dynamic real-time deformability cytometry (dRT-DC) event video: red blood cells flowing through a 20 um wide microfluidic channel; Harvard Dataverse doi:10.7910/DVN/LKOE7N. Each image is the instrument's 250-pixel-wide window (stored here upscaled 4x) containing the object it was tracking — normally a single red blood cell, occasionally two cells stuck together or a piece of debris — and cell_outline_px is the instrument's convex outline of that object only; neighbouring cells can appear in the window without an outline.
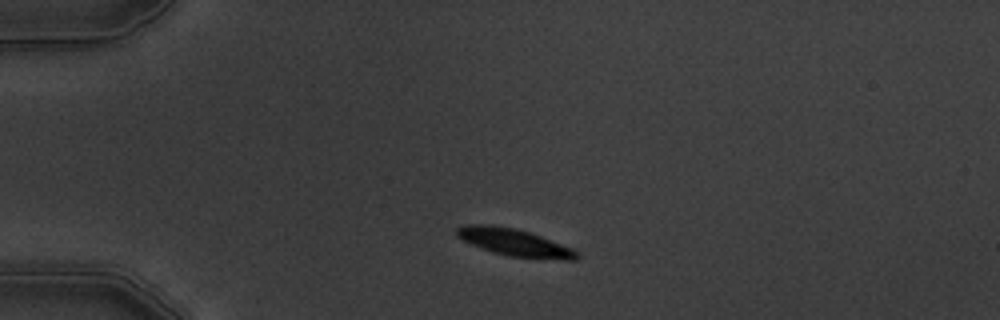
{"species": "common noctule bat (a hibernating species)", "species_latin": "Nyctalus noctula", "temperature_condition": "warm", "stored_images_in_passage": 4, "camera_frame_rate_fps": 3000, "um_per_image_px": 0.085, "animal": {"sex": "male", "body_mass_g": 19.5, "forearm_length_mm": 54.6}, "frame": {"image": 1, "passage_image": 2, "time_ms": 1.0, "image_size_px": [1000, 320], "cell_outline_px": [[580, 256], [576, 260], [564, 260], [508, 256], [492, 252], [480, 248], [456, 236], [456, 228], [464, 224], [492, 224], [516, 228], [540, 236], [572, 248], [580, 252]], "centroid_in_image_um": [43.73, 20.6], "position_along_channel_um": 41.3, "area_um2": 19.19}}